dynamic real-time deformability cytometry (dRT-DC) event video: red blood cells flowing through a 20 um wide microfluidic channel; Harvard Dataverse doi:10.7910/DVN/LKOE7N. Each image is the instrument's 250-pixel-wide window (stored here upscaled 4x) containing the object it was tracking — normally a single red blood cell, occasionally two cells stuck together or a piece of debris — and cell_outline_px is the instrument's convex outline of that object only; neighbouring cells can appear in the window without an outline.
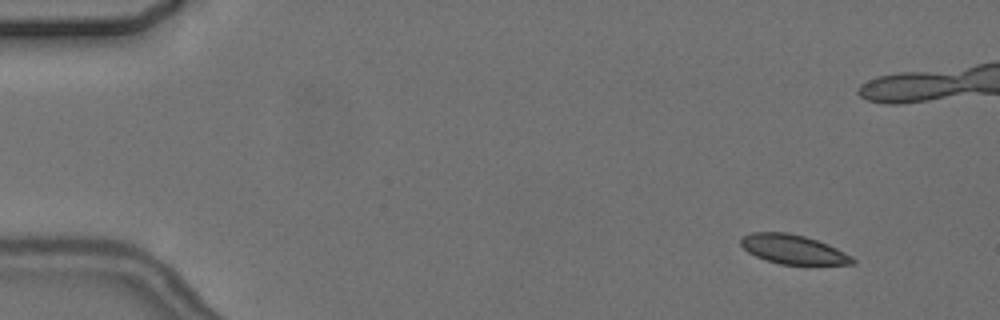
{"species": "common noctule bat (a hibernating species)", "species_latin": "Nyctalus noctula", "temperature_condition": "cold", "stored_images_in_passage": 8, "camera_frame_rate_fps": 3000, "um_per_image_px": 0.085, "animal": {"sex": "female", "body_mass_g": 24.6, "forearm_length_mm": 56.2}, "frame": {"image": 1, "passage_image": 1, "time_ms": 0.0, "image_size_px": [1000, 320], "cell_outline_px": [[856, 264], [780, 264], [756, 256], [748, 252], [740, 244], [740, 240], [744, 236], [752, 232], [788, 232], [804, 236], [828, 244], [852, 256], [856, 260]], "centroid_in_image_um": [67.43, 21.19], "position_along_channel_um": 17.6, "area_um2": 18.84}}
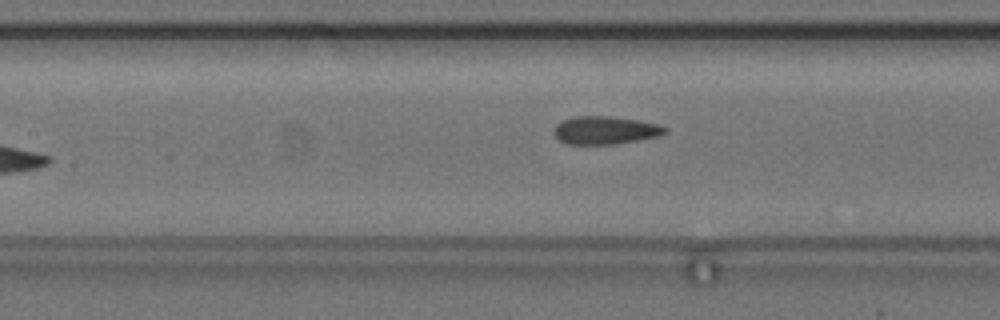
{"frame": {"image": 2, "passage_image": 8, "time_ms": 8.333, "image_size_px": [1000, 320], "cell_outline_px": [[668, 132], [660, 136], [616, 144], [564, 144], [552, 132], [556, 124], [564, 120], [576, 116], [608, 116], [640, 120], [660, 124], [668, 128]], "centroid_in_image_um": [51.48, 11.07], "position_along_channel_um": 155.9, "area_um2": 18.32}}